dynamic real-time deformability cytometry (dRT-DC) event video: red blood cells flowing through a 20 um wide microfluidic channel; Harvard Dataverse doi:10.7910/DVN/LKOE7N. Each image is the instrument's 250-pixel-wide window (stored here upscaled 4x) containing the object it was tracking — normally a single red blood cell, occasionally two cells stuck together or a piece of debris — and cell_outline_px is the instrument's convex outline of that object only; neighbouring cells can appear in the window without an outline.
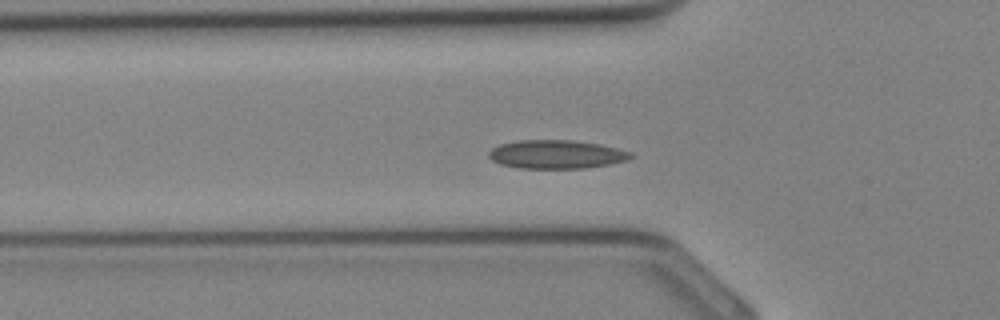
{"species": "Egyptian fruit bat (a non-hibernating species)", "species_latin": "Rousettus aegyptiacus", "temperature_condition": "cold", "stored_images_in_passage": 26, "segment_of_instrument_passage": [1, 2], "camera_frame_rate_fps": 3000, "um_per_image_px": 0.085, "animal": {"sex": "female"}, "frame": {"image": 1, "passage_image": 2, "time_ms": 0.333, "image_size_px": [1000, 320], "cell_outline_px": [[636, 156], [628, 160], [608, 164], [584, 168], [520, 168], [500, 164], [492, 160], [488, 156], [488, 152], [492, 148], [500, 144], [520, 140], [572, 140], [600, 144], [632, 152]], "centroid_in_image_um": [47.31, 13.11], "position_along_channel_um": 78.5, "area_um2": 23.64}}
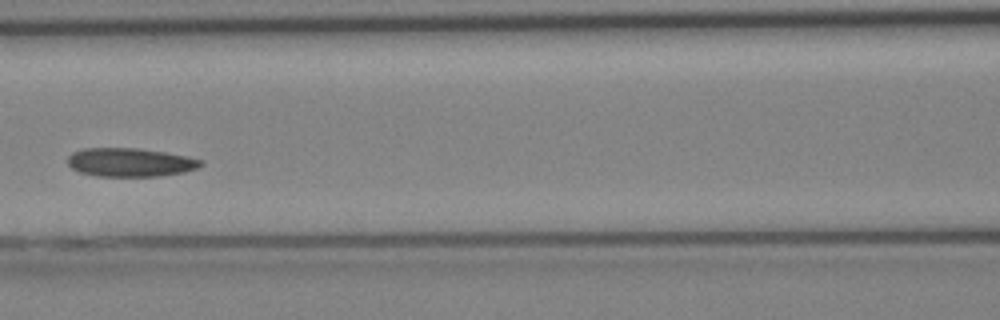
{"frame": {"image": 2, "passage_image": 6, "time_ms": 1.667, "image_size_px": [1000, 320], "cell_outline_px": [[204, 164], [196, 168], [184, 172], [160, 176], [96, 176], [80, 172], [72, 168], [68, 164], [68, 156], [72, 152], [84, 148], [140, 148], [188, 156], [204, 160]], "centroid_in_image_um": [11.08, 13.79], "position_along_channel_um": 155.5, "area_um2": 22.31}}
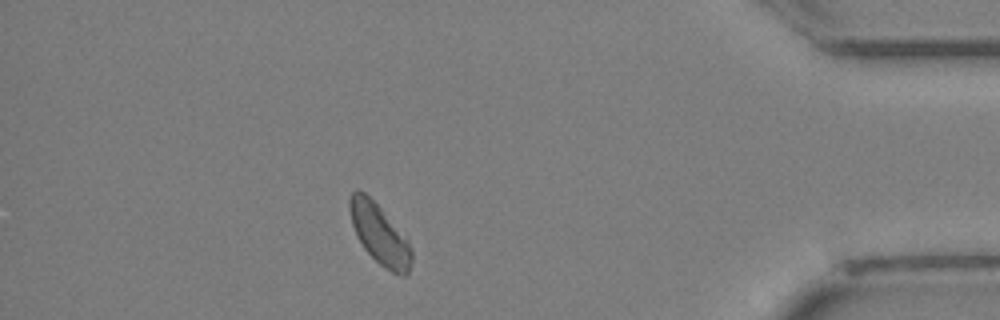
{"frame": {"image": 3, "passage_image": 21, "time_ms": 6.667, "image_size_px": [1000, 320], "cell_outline_px": [[412, 260], [408, 272], [404, 276], [400, 276], [392, 272], [380, 264], [364, 248], [356, 236], [352, 224], [348, 208], [348, 200], [352, 192], [356, 188], [364, 192], [380, 208], [408, 240], [412, 252]], "centroid_in_image_um": [32.24, 19.9], "position_along_channel_um": 403.0, "area_um2": 21.44}}